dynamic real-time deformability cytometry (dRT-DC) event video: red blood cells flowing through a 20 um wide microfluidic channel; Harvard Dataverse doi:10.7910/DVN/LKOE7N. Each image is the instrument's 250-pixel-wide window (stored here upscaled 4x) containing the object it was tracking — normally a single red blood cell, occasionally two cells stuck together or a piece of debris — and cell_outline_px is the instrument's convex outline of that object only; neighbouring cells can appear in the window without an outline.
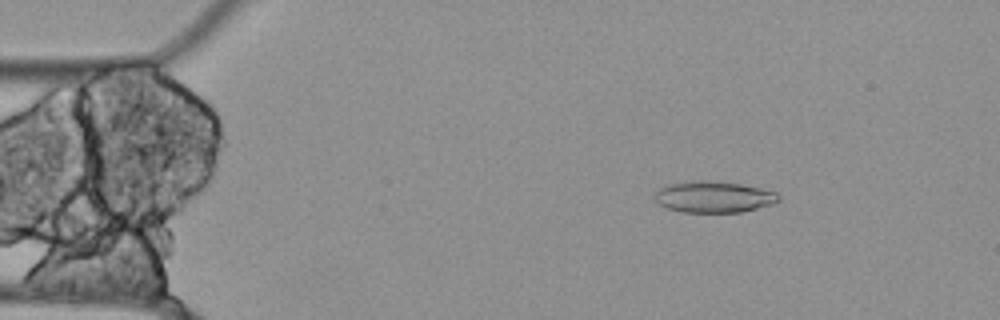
{"species": "Egyptian fruit bat (a non-hibernating species)", "species_latin": "Rousettus aegyptiacus", "temperature_condition": "cold", "stored_images_in_passage": 55, "camera_frame_rate_fps": 3000, "um_per_image_px": 0.085, "animal": {"sex": "female"}, "frame": {"image": 1, "passage_image": 8, "time_ms": 2.333, "image_size_px": [1000, 320], "cell_outline_px": [[780, 200], [772, 204], [740, 212], [680, 212], [668, 208], [660, 204], [656, 200], [656, 192], [660, 188], [668, 184], [696, 180], [708, 180], [740, 184], [760, 188], [776, 192], [780, 196]], "centroid_in_image_um": [60.68, 16.73], "position_along_channel_um": 24.3, "area_um2": 22.43}}
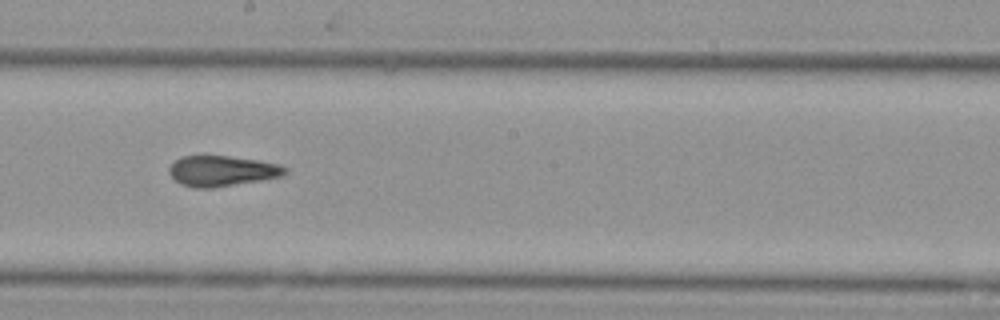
{"frame": {"image": 2, "passage_image": 30, "time_ms": 9.667, "image_size_px": [1000, 320], "cell_outline_px": [[288, 172], [284, 176], [212, 188], [192, 188], [180, 184], [168, 172], [168, 168], [180, 156], [228, 156], [256, 160], [280, 164], [288, 168]], "centroid_in_image_um": [18.88, 14.53], "position_along_channel_um": 229.3, "area_um2": 20.63}}
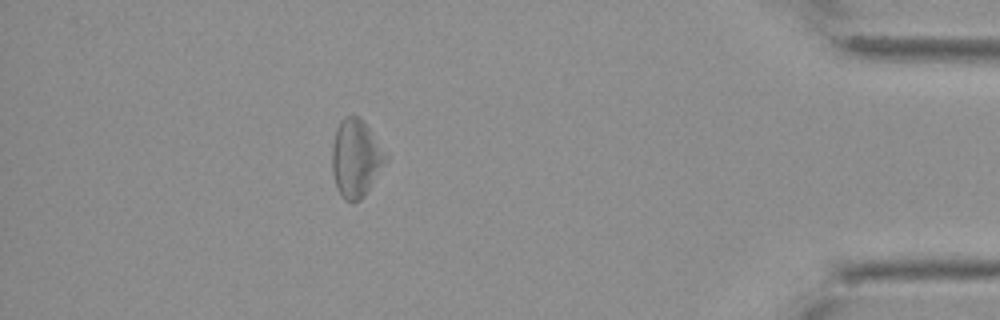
{"frame": {"image": 3, "passage_image": 49, "time_ms": 16.0, "image_size_px": [1000, 320], "cell_outline_px": [[388, 160], [364, 196], [360, 200], [352, 204], [344, 200], [336, 184], [332, 172], [332, 144], [336, 128], [340, 120], [344, 116], [356, 116], [368, 128], [388, 156]], "centroid_in_image_um": [30.23, 13.48], "position_along_channel_um": 405.0, "area_um2": 24.1}, "authors_computed_cell_mechanics": {"area_um2": 22.9466, "velocity_mm_per_s": 3.5094, "shape_relaxation_time_tau1_ms": null, "shape_relaxation_time_tau2_ms": 6.0154, "deformation_change_tau1": null, "deformation_change_tau2": 0.1729}}